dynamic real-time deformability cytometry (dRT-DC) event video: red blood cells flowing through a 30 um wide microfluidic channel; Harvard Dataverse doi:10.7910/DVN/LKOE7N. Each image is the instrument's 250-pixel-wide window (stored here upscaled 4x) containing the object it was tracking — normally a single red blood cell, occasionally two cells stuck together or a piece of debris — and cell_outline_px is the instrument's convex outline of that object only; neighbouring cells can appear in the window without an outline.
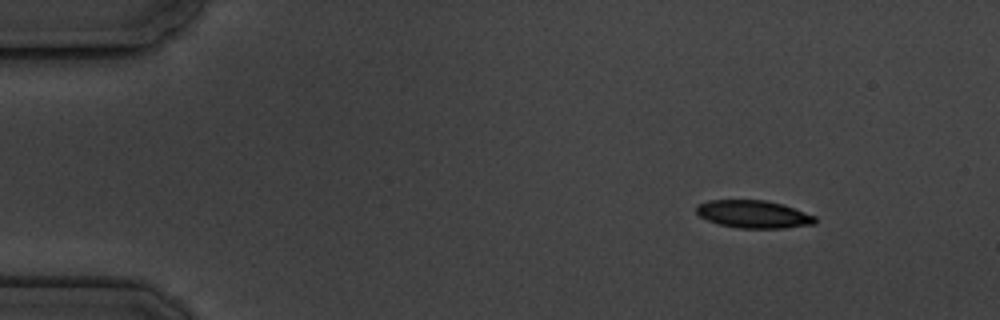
{"species": "common noctule bat (a hibernating species)", "species_latin": "Nyctalus noctula", "temperature_condition": "cold", "stored_images_in_passage": 5, "camera_frame_rate_fps": 3000, "um_per_image_px": 0.085, "animal": {"sex": "male", "body_mass_g": 19.5, "forearm_length_mm": 54.6}, "frame": {"image": 1, "passage_image": 1, "time_ms": 0.0, "image_size_px": [1000, 320], "cell_outline_px": [[816, 224], [784, 228], [740, 228], [720, 224], [708, 220], [700, 216], [696, 212], [696, 204], [708, 200], [764, 200], [784, 204], [816, 216]], "centroid_in_image_um": [64.07, 18.2], "position_along_channel_um": 20.9, "area_um2": 19.25}}
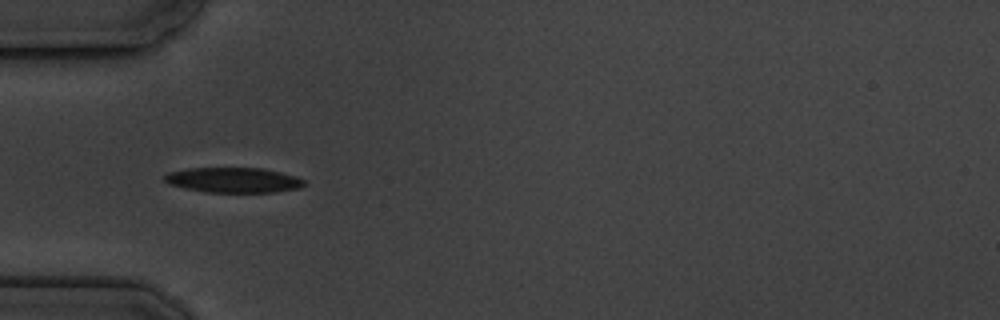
{"frame": {"image": 2, "passage_image": 4, "time_ms": 3.667, "image_size_px": [1000, 320], "cell_outline_px": [[304, 184], [300, 188], [276, 192], [204, 192], [184, 188], [168, 184], [164, 180], [164, 176], [168, 172], [188, 168], [264, 168], [296, 176], [304, 180]], "centroid_in_image_um": [19.83, 15.3], "position_along_channel_um": 65.2, "area_um2": 20.52}}